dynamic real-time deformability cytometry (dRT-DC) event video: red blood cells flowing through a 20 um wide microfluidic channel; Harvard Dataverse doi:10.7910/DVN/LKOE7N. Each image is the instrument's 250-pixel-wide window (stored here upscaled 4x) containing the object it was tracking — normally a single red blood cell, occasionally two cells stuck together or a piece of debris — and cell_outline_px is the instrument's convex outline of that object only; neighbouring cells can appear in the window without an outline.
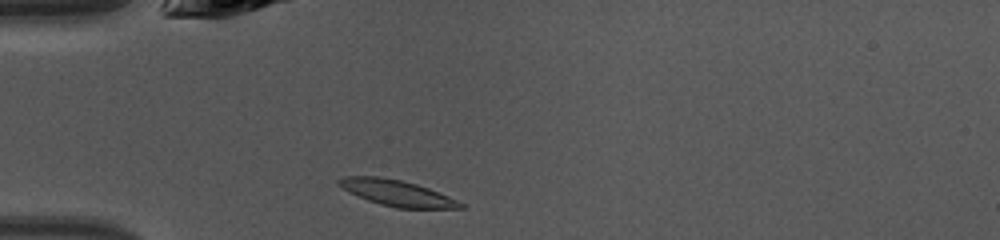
{"species": "common noctule bat (a hibernating species)", "species_latin": "Nyctalus noctula", "temperature_condition": "warm", "stored_images_in_passage": 34, "camera_frame_rate_fps": 3000, "um_per_image_px": 0.085, "animal": {"sex": "female", "body_mass_g": 10.0, "forearm_length_mm": 53.1}, "frame": {"image": 1, "passage_image": 1, "time_ms": 0.0, "image_size_px": [1000, 240], "cell_outline_px": [[464, 208], [396, 208], [380, 204], [368, 200], [348, 192], [336, 184], [336, 180], [344, 176], [376, 176], [400, 180], [416, 184], [428, 188], [448, 196], [464, 204]], "centroid_in_image_um": [33.68, 16.4], "position_along_channel_um": 51.3, "area_um2": 18.26}}
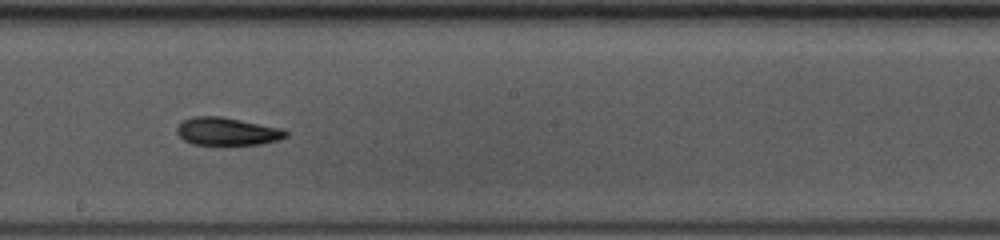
{"frame": {"image": 2, "passage_image": 14, "time_ms": 4.333, "image_size_px": [1000, 240], "cell_outline_px": [[288, 136], [280, 140], [260, 144], [192, 144], [184, 140], [176, 132], [176, 128], [184, 120], [192, 116], [220, 116], [284, 128], [288, 132]], "centroid_in_image_um": [19.35, 11.16], "position_along_channel_um": 228.9, "area_um2": 17.69}}
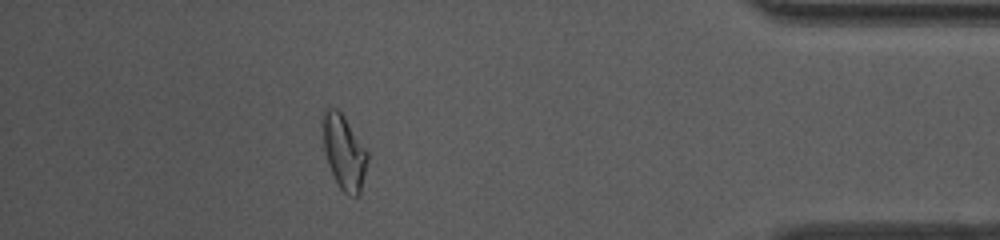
{"frame": {"image": 3, "passage_image": 29, "time_ms": 9.333, "image_size_px": [1000, 240], "cell_outline_px": [[368, 160], [360, 192], [356, 196], [352, 196], [344, 192], [340, 188], [328, 164], [324, 148], [320, 120], [324, 112], [328, 108], [336, 108], [344, 116], [368, 152]], "centroid_in_image_um": [29.22, 12.89], "position_along_channel_um": 406.0, "area_um2": 19.31}, "authors_computed_cell_mechanics": {"area_um2": 18.0914, "velocity_mm_per_s": 4.3313, "shape_relaxation_time_tau1_ms": 3.6133, "shape_relaxation_time_tau2_ms": 3.994, "deformation_change_tau1": 0.1426, "deformation_change_tau2": 0.1308}}